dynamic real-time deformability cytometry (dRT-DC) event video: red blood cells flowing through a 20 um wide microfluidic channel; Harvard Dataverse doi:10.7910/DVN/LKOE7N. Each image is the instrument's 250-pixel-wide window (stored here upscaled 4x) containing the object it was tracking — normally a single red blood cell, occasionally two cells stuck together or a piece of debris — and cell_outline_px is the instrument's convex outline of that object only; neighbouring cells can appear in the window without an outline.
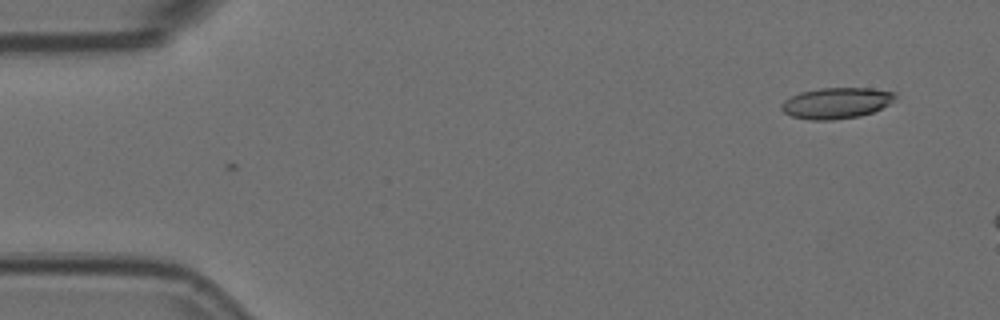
{"species": "Egyptian fruit bat (a non-hibernating species)", "species_latin": "Rousettus aegyptiacus", "temperature_condition": "room temperature", "stored_images_in_passage": 3, "camera_frame_rate_fps": 3000, "um_per_image_px": 0.085, "animal": {"sex": "female"}, "frame": {"image": 1, "passage_image": 3, "time_ms": 0.667, "image_size_px": [1000, 320], "cell_outline_px": [[896, 96], [888, 104], [872, 112], [860, 116], [832, 120], [812, 120], [792, 116], [784, 112], [780, 108], [780, 104], [784, 100], [800, 92], [820, 88], [872, 88], [896, 92]], "centroid_in_image_um": [71.07, 8.75], "position_along_channel_um": 13.9, "area_um2": 20.46}}